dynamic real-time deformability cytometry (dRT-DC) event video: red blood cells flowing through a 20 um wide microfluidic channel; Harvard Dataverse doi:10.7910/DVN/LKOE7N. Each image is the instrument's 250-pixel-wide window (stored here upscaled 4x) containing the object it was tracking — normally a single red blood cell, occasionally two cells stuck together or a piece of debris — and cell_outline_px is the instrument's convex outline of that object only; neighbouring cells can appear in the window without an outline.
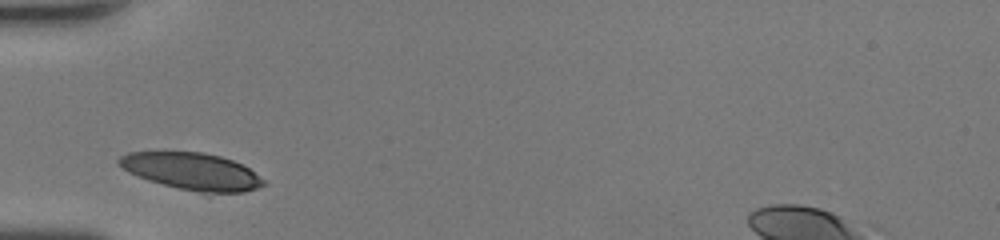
{"species": "human", "species_latin": "Homo sapiens", "temperature_condition": "room temperature", "stored_images_in_passage": 24, "camera_frame_rate_fps": 3000, "um_per_image_px": 0.085, "donor": {"sex": "female"}, "frame": {"image": 1, "passage_image": 1, "time_ms": 0.0, "image_size_px": [1000, 240], "cell_outline_px": [[268, 184], [244, 192], [208, 196], [148, 180], [128, 172], [116, 160], [120, 156], [128, 152], [204, 152], [220, 156], [232, 160], [248, 168], [264, 180]], "centroid_in_image_um": [16.35, 14.6], "position_along_channel_um": 68.6, "area_um2": 31.62}}
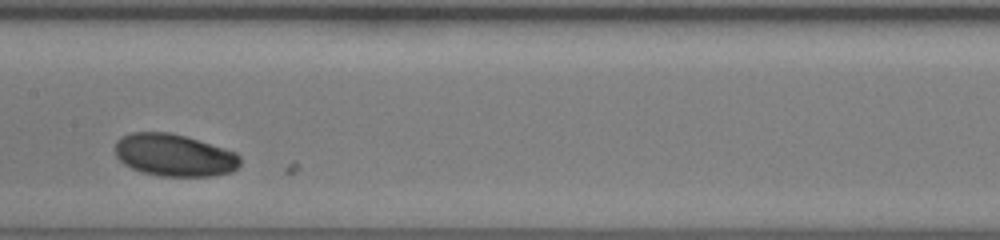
{"frame": {"image": 2, "passage_image": 10, "time_ms": 3.0, "image_size_px": [1000, 240], "cell_outline_px": [[240, 164], [232, 172], [212, 176], [160, 176], [140, 172], [124, 164], [116, 156], [116, 140], [120, 136], [132, 132], [168, 132], [184, 136], [224, 148], [236, 152], [240, 156]], "centroid_in_image_um": [14.8, 13.19], "position_along_channel_um": 192.6, "area_um2": 30.87}}
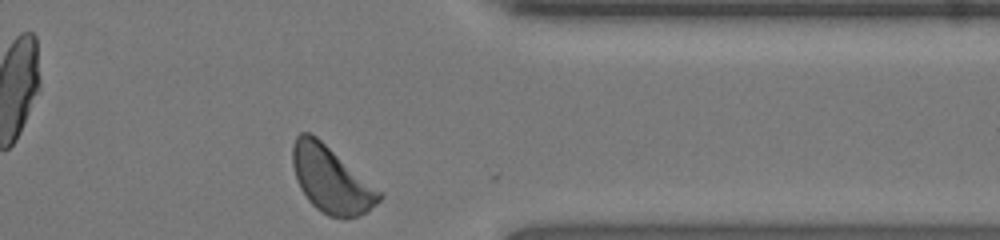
{"frame": {"image": 3, "passage_image": 24, "time_ms": 7.667, "image_size_px": [1000, 240], "cell_outline_px": [[384, 196], [376, 204], [364, 212], [356, 216], [344, 220], [328, 216], [316, 208], [308, 200], [300, 188], [296, 180], [292, 164], [292, 144], [296, 136], [300, 132], [308, 132], [316, 136], [380, 192]], "centroid_in_image_um": [28.08, 15.28], "position_along_channel_um": 383.3, "area_um2": 33.0}, "authors_computed_cell_mechanics": {"area_um2": 31.1253, "velocity_mm_per_s": 4.2274, "shape_relaxation_time_tau1_ms": 9.5239, "shape_relaxation_time_tau2_ms": null, "deformation_change_tau1": 0.2423, "deformation_change_tau2": null}}